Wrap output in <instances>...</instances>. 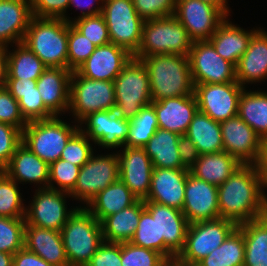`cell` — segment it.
I'll return each instance as SVG.
<instances>
[{"mask_svg": "<svg viewBox=\"0 0 267 266\" xmlns=\"http://www.w3.org/2000/svg\"><path fill=\"white\" fill-rule=\"evenodd\" d=\"M69 266H86L104 242L101 223L78 206L60 231Z\"/></svg>", "mask_w": 267, "mask_h": 266, "instance_id": "cell-4", "label": "cell"}, {"mask_svg": "<svg viewBox=\"0 0 267 266\" xmlns=\"http://www.w3.org/2000/svg\"><path fill=\"white\" fill-rule=\"evenodd\" d=\"M159 128L157 115L150 103L141 108L138 114L129 121L127 147H144Z\"/></svg>", "mask_w": 267, "mask_h": 266, "instance_id": "cell-39", "label": "cell"}, {"mask_svg": "<svg viewBox=\"0 0 267 266\" xmlns=\"http://www.w3.org/2000/svg\"><path fill=\"white\" fill-rule=\"evenodd\" d=\"M178 152L181 163L186 169H190L200 156L196 145L187 135H180L178 141Z\"/></svg>", "mask_w": 267, "mask_h": 266, "instance_id": "cell-54", "label": "cell"}, {"mask_svg": "<svg viewBox=\"0 0 267 266\" xmlns=\"http://www.w3.org/2000/svg\"><path fill=\"white\" fill-rule=\"evenodd\" d=\"M245 243L243 233L236 228L225 241L195 266H243Z\"/></svg>", "mask_w": 267, "mask_h": 266, "instance_id": "cell-38", "label": "cell"}, {"mask_svg": "<svg viewBox=\"0 0 267 266\" xmlns=\"http://www.w3.org/2000/svg\"><path fill=\"white\" fill-rule=\"evenodd\" d=\"M36 84H37V80L7 78L5 88L9 92L36 91Z\"/></svg>", "mask_w": 267, "mask_h": 266, "instance_id": "cell-58", "label": "cell"}, {"mask_svg": "<svg viewBox=\"0 0 267 266\" xmlns=\"http://www.w3.org/2000/svg\"><path fill=\"white\" fill-rule=\"evenodd\" d=\"M192 44L186 29L174 15L146 20L140 47L133 57L141 59L155 54L188 56Z\"/></svg>", "mask_w": 267, "mask_h": 266, "instance_id": "cell-5", "label": "cell"}, {"mask_svg": "<svg viewBox=\"0 0 267 266\" xmlns=\"http://www.w3.org/2000/svg\"><path fill=\"white\" fill-rule=\"evenodd\" d=\"M79 129L95 145L108 151L116 150L126 143L129 121L120 117L115 110L98 111L84 117L79 122Z\"/></svg>", "mask_w": 267, "mask_h": 266, "instance_id": "cell-17", "label": "cell"}, {"mask_svg": "<svg viewBox=\"0 0 267 266\" xmlns=\"http://www.w3.org/2000/svg\"><path fill=\"white\" fill-rule=\"evenodd\" d=\"M242 164L229 153L220 151L201 154L195 164L189 169L190 173L215 186L224 183Z\"/></svg>", "mask_w": 267, "mask_h": 266, "instance_id": "cell-31", "label": "cell"}, {"mask_svg": "<svg viewBox=\"0 0 267 266\" xmlns=\"http://www.w3.org/2000/svg\"><path fill=\"white\" fill-rule=\"evenodd\" d=\"M68 69L76 71L95 51L96 45L68 23Z\"/></svg>", "mask_w": 267, "mask_h": 266, "instance_id": "cell-44", "label": "cell"}, {"mask_svg": "<svg viewBox=\"0 0 267 266\" xmlns=\"http://www.w3.org/2000/svg\"><path fill=\"white\" fill-rule=\"evenodd\" d=\"M24 247L54 266H69L61 233L57 230L25 225Z\"/></svg>", "mask_w": 267, "mask_h": 266, "instance_id": "cell-28", "label": "cell"}, {"mask_svg": "<svg viewBox=\"0 0 267 266\" xmlns=\"http://www.w3.org/2000/svg\"><path fill=\"white\" fill-rule=\"evenodd\" d=\"M245 88L238 82L194 84L198 110L222 122L238 115L239 99Z\"/></svg>", "mask_w": 267, "mask_h": 266, "instance_id": "cell-15", "label": "cell"}, {"mask_svg": "<svg viewBox=\"0 0 267 266\" xmlns=\"http://www.w3.org/2000/svg\"><path fill=\"white\" fill-rule=\"evenodd\" d=\"M170 262L159 252L121 243V266H168Z\"/></svg>", "mask_w": 267, "mask_h": 266, "instance_id": "cell-43", "label": "cell"}, {"mask_svg": "<svg viewBox=\"0 0 267 266\" xmlns=\"http://www.w3.org/2000/svg\"><path fill=\"white\" fill-rule=\"evenodd\" d=\"M13 254L0 251V266H12Z\"/></svg>", "mask_w": 267, "mask_h": 266, "instance_id": "cell-61", "label": "cell"}, {"mask_svg": "<svg viewBox=\"0 0 267 266\" xmlns=\"http://www.w3.org/2000/svg\"><path fill=\"white\" fill-rule=\"evenodd\" d=\"M0 122L22 131L28 123L21 114L18 101L5 87H0Z\"/></svg>", "mask_w": 267, "mask_h": 266, "instance_id": "cell-50", "label": "cell"}, {"mask_svg": "<svg viewBox=\"0 0 267 266\" xmlns=\"http://www.w3.org/2000/svg\"><path fill=\"white\" fill-rule=\"evenodd\" d=\"M237 82L244 88L251 83L265 82L267 79V31L261 27L253 34L248 48L238 61Z\"/></svg>", "mask_w": 267, "mask_h": 266, "instance_id": "cell-25", "label": "cell"}, {"mask_svg": "<svg viewBox=\"0 0 267 266\" xmlns=\"http://www.w3.org/2000/svg\"><path fill=\"white\" fill-rule=\"evenodd\" d=\"M137 14L144 20L173 16L176 0H132Z\"/></svg>", "mask_w": 267, "mask_h": 266, "instance_id": "cell-49", "label": "cell"}, {"mask_svg": "<svg viewBox=\"0 0 267 266\" xmlns=\"http://www.w3.org/2000/svg\"><path fill=\"white\" fill-rule=\"evenodd\" d=\"M32 17L29 0H0V47L21 43Z\"/></svg>", "mask_w": 267, "mask_h": 266, "instance_id": "cell-27", "label": "cell"}, {"mask_svg": "<svg viewBox=\"0 0 267 266\" xmlns=\"http://www.w3.org/2000/svg\"><path fill=\"white\" fill-rule=\"evenodd\" d=\"M207 3H210L217 8H219L227 17L231 16L230 11L231 9L229 8L228 0H201Z\"/></svg>", "mask_w": 267, "mask_h": 266, "instance_id": "cell-60", "label": "cell"}, {"mask_svg": "<svg viewBox=\"0 0 267 266\" xmlns=\"http://www.w3.org/2000/svg\"><path fill=\"white\" fill-rule=\"evenodd\" d=\"M168 266H179V265H177L175 262H173V263H170Z\"/></svg>", "mask_w": 267, "mask_h": 266, "instance_id": "cell-62", "label": "cell"}, {"mask_svg": "<svg viewBox=\"0 0 267 266\" xmlns=\"http://www.w3.org/2000/svg\"><path fill=\"white\" fill-rule=\"evenodd\" d=\"M70 0H29L33 17L37 18H63L71 23L68 13Z\"/></svg>", "mask_w": 267, "mask_h": 266, "instance_id": "cell-52", "label": "cell"}, {"mask_svg": "<svg viewBox=\"0 0 267 266\" xmlns=\"http://www.w3.org/2000/svg\"><path fill=\"white\" fill-rule=\"evenodd\" d=\"M115 104L114 81L88 79L77 71L72 72L68 114L74 118V123H79L89 113L115 110Z\"/></svg>", "mask_w": 267, "mask_h": 266, "instance_id": "cell-9", "label": "cell"}, {"mask_svg": "<svg viewBox=\"0 0 267 266\" xmlns=\"http://www.w3.org/2000/svg\"><path fill=\"white\" fill-rule=\"evenodd\" d=\"M133 245L157 251L164 256V240H158L157 220L144 209L136 232L130 241Z\"/></svg>", "mask_w": 267, "mask_h": 266, "instance_id": "cell-42", "label": "cell"}, {"mask_svg": "<svg viewBox=\"0 0 267 266\" xmlns=\"http://www.w3.org/2000/svg\"><path fill=\"white\" fill-rule=\"evenodd\" d=\"M157 115L161 129L185 135L194 114L198 110L194 94L174 98H165L151 103Z\"/></svg>", "mask_w": 267, "mask_h": 266, "instance_id": "cell-24", "label": "cell"}, {"mask_svg": "<svg viewBox=\"0 0 267 266\" xmlns=\"http://www.w3.org/2000/svg\"><path fill=\"white\" fill-rule=\"evenodd\" d=\"M227 17L208 40L216 52L225 60L237 65L238 61L248 48L253 34L260 28L245 30L232 23Z\"/></svg>", "mask_w": 267, "mask_h": 266, "instance_id": "cell-29", "label": "cell"}, {"mask_svg": "<svg viewBox=\"0 0 267 266\" xmlns=\"http://www.w3.org/2000/svg\"><path fill=\"white\" fill-rule=\"evenodd\" d=\"M182 212L189 224L220 218L218 186L193 176L186 180Z\"/></svg>", "mask_w": 267, "mask_h": 266, "instance_id": "cell-20", "label": "cell"}, {"mask_svg": "<svg viewBox=\"0 0 267 266\" xmlns=\"http://www.w3.org/2000/svg\"><path fill=\"white\" fill-rule=\"evenodd\" d=\"M19 184L0 170V217L25 218L26 201L22 197Z\"/></svg>", "mask_w": 267, "mask_h": 266, "instance_id": "cell-40", "label": "cell"}, {"mask_svg": "<svg viewBox=\"0 0 267 266\" xmlns=\"http://www.w3.org/2000/svg\"><path fill=\"white\" fill-rule=\"evenodd\" d=\"M219 216L237 226L266 215L267 201L256 165L242 164L218 186Z\"/></svg>", "mask_w": 267, "mask_h": 266, "instance_id": "cell-1", "label": "cell"}, {"mask_svg": "<svg viewBox=\"0 0 267 266\" xmlns=\"http://www.w3.org/2000/svg\"><path fill=\"white\" fill-rule=\"evenodd\" d=\"M244 236L243 266H267V215L240 224Z\"/></svg>", "mask_w": 267, "mask_h": 266, "instance_id": "cell-34", "label": "cell"}, {"mask_svg": "<svg viewBox=\"0 0 267 266\" xmlns=\"http://www.w3.org/2000/svg\"><path fill=\"white\" fill-rule=\"evenodd\" d=\"M108 154V155H107ZM119 180V159L117 152L93 153L80 168L74 189L69 193L71 199L87 206L90 201L110 184Z\"/></svg>", "mask_w": 267, "mask_h": 266, "instance_id": "cell-11", "label": "cell"}, {"mask_svg": "<svg viewBox=\"0 0 267 266\" xmlns=\"http://www.w3.org/2000/svg\"><path fill=\"white\" fill-rule=\"evenodd\" d=\"M144 209V200H137L131 206L107 216L101 222L103 240L110 243L130 242Z\"/></svg>", "mask_w": 267, "mask_h": 266, "instance_id": "cell-30", "label": "cell"}, {"mask_svg": "<svg viewBox=\"0 0 267 266\" xmlns=\"http://www.w3.org/2000/svg\"><path fill=\"white\" fill-rule=\"evenodd\" d=\"M12 266H54L25 247L13 255Z\"/></svg>", "mask_w": 267, "mask_h": 266, "instance_id": "cell-56", "label": "cell"}, {"mask_svg": "<svg viewBox=\"0 0 267 266\" xmlns=\"http://www.w3.org/2000/svg\"><path fill=\"white\" fill-rule=\"evenodd\" d=\"M80 129L69 139L60 159L82 167L94 153L93 142Z\"/></svg>", "mask_w": 267, "mask_h": 266, "instance_id": "cell-47", "label": "cell"}, {"mask_svg": "<svg viewBox=\"0 0 267 266\" xmlns=\"http://www.w3.org/2000/svg\"><path fill=\"white\" fill-rule=\"evenodd\" d=\"M80 168L60 158L52 162L49 164L48 188L70 193L74 189Z\"/></svg>", "mask_w": 267, "mask_h": 266, "instance_id": "cell-45", "label": "cell"}, {"mask_svg": "<svg viewBox=\"0 0 267 266\" xmlns=\"http://www.w3.org/2000/svg\"><path fill=\"white\" fill-rule=\"evenodd\" d=\"M86 266H121V243L104 241Z\"/></svg>", "mask_w": 267, "mask_h": 266, "instance_id": "cell-53", "label": "cell"}, {"mask_svg": "<svg viewBox=\"0 0 267 266\" xmlns=\"http://www.w3.org/2000/svg\"><path fill=\"white\" fill-rule=\"evenodd\" d=\"M3 171L18 184L34 183L37 189L48 188L49 164L21 143Z\"/></svg>", "mask_w": 267, "mask_h": 266, "instance_id": "cell-26", "label": "cell"}, {"mask_svg": "<svg viewBox=\"0 0 267 266\" xmlns=\"http://www.w3.org/2000/svg\"><path fill=\"white\" fill-rule=\"evenodd\" d=\"M261 180L262 190L267 201V141H263L257 163L255 164ZM266 190V191H265Z\"/></svg>", "mask_w": 267, "mask_h": 266, "instance_id": "cell-57", "label": "cell"}, {"mask_svg": "<svg viewBox=\"0 0 267 266\" xmlns=\"http://www.w3.org/2000/svg\"><path fill=\"white\" fill-rule=\"evenodd\" d=\"M10 93L18 101L21 114L27 122L54 117L42 102L37 87L36 91Z\"/></svg>", "mask_w": 267, "mask_h": 266, "instance_id": "cell-46", "label": "cell"}, {"mask_svg": "<svg viewBox=\"0 0 267 266\" xmlns=\"http://www.w3.org/2000/svg\"><path fill=\"white\" fill-rule=\"evenodd\" d=\"M35 190L32 201L26 206V224L60 232L78 206L68 208L66 199L71 196L67 192L50 188Z\"/></svg>", "mask_w": 267, "mask_h": 266, "instance_id": "cell-12", "label": "cell"}, {"mask_svg": "<svg viewBox=\"0 0 267 266\" xmlns=\"http://www.w3.org/2000/svg\"><path fill=\"white\" fill-rule=\"evenodd\" d=\"M104 0H70L69 1V9L70 7H76V10L80 9V15L78 17L72 18L71 23L79 18L88 17V16H96L102 14ZM96 6H95V4ZM94 6V7H93Z\"/></svg>", "mask_w": 267, "mask_h": 266, "instance_id": "cell-55", "label": "cell"}, {"mask_svg": "<svg viewBox=\"0 0 267 266\" xmlns=\"http://www.w3.org/2000/svg\"><path fill=\"white\" fill-rule=\"evenodd\" d=\"M188 58L194 84L237 82L235 65L223 59L209 41L193 42Z\"/></svg>", "mask_w": 267, "mask_h": 266, "instance_id": "cell-13", "label": "cell"}, {"mask_svg": "<svg viewBox=\"0 0 267 266\" xmlns=\"http://www.w3.org/2000/svg\"><path fill=\"white\" fill-rule=\"evenodd\" d=\"M238 116L267 141V91L245 88L239 99Z\"/></svg>", "mask_w": 267, "mask_h": 266, "instance_id": "cell-36", "label": "cell"}, {"mask_svg": "<svg viewBox=\"0 0 267 266\" xmlns=\"http://www.w3.org/2000/svg\"><path fill=\"white\" fill-rule=\"evenodd\" d=\"M189 172V169L153 167L150 191L144 202H156L182 211Z\"/></svg>", "mask_w": 267, "mask_h": 266, "instance_id": "cell-22", "label": "cell"}, {"mask_svg": "<svg viewBox=\"0 0 267 266\" xmlns=\"http://www.w3.org/2000/svg\"><path fill=\"white\" fill-rule=\"evenodd\" d=\"M137 200L119 179L100 191L85 208L101 223L107 216L131 206Z\"/></svg>", "mask_w": 267, "mask_h": 266, "instance_id": "cell-32", "label": "cell"}, {"mask_svg": "<svg viewBox=\"0 0 267 266\" xmlns=\"http://www.w3.org/2000/svg\"><path fill=\"white\" fill-rule=\"evenodd\" d=\"M11 46V51L12 47L6 48L8 78L38 80L47 68L45 64L22 42Z\"/></svg>", "mask_w": 267, "mask_h": 266, "instance_id": "cell-37", "label": "cell"}, {"mask_svg": "<svg viewBox=\"0 0 267 266\" xmlns=\"http://www.w3.org/2000/svg\"><path fill=\"white\" fill-rule=\"evenodd\" d=\"M46 67L68 68V22L32 17L22 41Z\"/></svg>", "mask_w": 267, "mask_h": 266, "instance_id": "cell-3", "label": "cell"}, {"mask_svg": "<svg viewBox=\"0 0 267 266\" xmlns=\"http://www.w3.org/2000/svg\"><path fill=\"white\" fill-rule=\"evenodd\" d=\"M180 135L158 128L155 134L144 146L146 154L150 157L153 167L166 169H186L178 152Z\"/></svg>", "mask_w": 267, "mask_h": 266, "instance_id": "cell-33", "label": "cell"}, {"mask_svg": "<svg viewBox=\"0 0 267 266\" xmlns=\"http://www.w3.org/2000/svg\"><path fill=\"white\" fill-rule=\"evenodd\" d=\"M185 135L196 145L200 155L224 151L220 122L199 110L194 114Z\"/></svg>", "mask_w": 267, "mask_h": 266, "instance_id": "cell-35", "label": "cell"}, {"mask_svg": "<svg viewBox=\"0 0 267 266\" xmlns=\"http://www.w3.org/2000/svg\"><path fill=\"white\" fill-rule=\"evenodd\" d=\"M22 143V130L0 122V170L10 162L17 147Z\"/></svg>", "mask_w": 267, "mask_h": 266, "instance_id": "cell-51", "label": "cell"}, {"mask_svg": "<svg viewBox=\"0 0 267 266\" xmlns=\"http://www.w3.org/2000/svg\"><path fill=\"white\" fill-rule=\"evenodd\" d=\"M71 24L97 47L110 43L108 27L102 14L82 17Z\"/></svg>", "mask_w": 267, "mask_h": 266, "instance_id": "cell-48", "label": "cell"}, {"mask_svg": "<svg viewBox=\"0 0 267 266\" xmlns=\"http://www.w3.org/2000/svg\"><path fill=\"white\" fill-rule=\"evenodd\" d=\"M71 75L68 68L47 67L37 80L42 102L54 116L69 111Z\"/></svg>", "mask_w": 267, "mask_h": 266, "instance_id": "cell-23", "label": "cell"}, {"mask_svg": "<svg viewBox=\"0 0 267 266\" xmlns=\"http://www.w3.org/2000/svg\"><path fill=\"white\" fill-rule=\"evenodd\" d=\"M25 218L0 217V251L15 254L24 248Z\"/></svg>", "mask_w": 267, "mask_h": 266, "instance_id": "cell-41", "label": "cell"}, {"mask_svg": "<svg viewBox=\"0 0 267 266\" xmlns=\"http://www.w3.org/2000/svg\"><path fill=\"white\" fill-rule=\"evenodd\" d=\"M132 57L127 49L108 43L96 47L76 71L88 79L114 81Z\"/></svg>", "mask_w": 267, "mask_h": 266, "instance_id": "cell-21", "label": "cell"}, {"mask_svg": "<svg viewBox=\"0 0 267 266\" xmlns=\"http://www.w3.org/2000/svg\"><path fill=\"white\" fill-rule=\"evenodd\" d=\"M79 130V123L70 124L60 116L30 121L22 131V143L40 159L51 164L57 161L69 139Z\"/></svg>", "mask_w": 267, "mask_h": 266, "instance_id": "cell-6", "label": "cell"}, {"mask_svg": "<svg viewBox=\"0 0 267 266\" xmlns=\"http://www.w3.org/2000/svg\"><path fill=\"white\" fill-rule=\"evenodd\" d=\"M141 60L148 70L152 102L194 94L188 56L155 54Z\"/></svg>", "mask_w": 267, "mask_h": 266, "instance_id": "cell-2", "label": "cell"}, {"mask_svg": "<svg viewBox=\"0 0 267 266\" xmlns=\"http://www.w3.org/2000/svg\"><path fill=\"white\" fill-rule=\"evenodd\" d=\"M115 112L125 120H132L142 107L152 103L150 79L141 59L132 57L114 80Z\"/></svg>", "mask_w": 267, "mask_h": 266, "instance_id": "cell-7", "label": "cell"}, {"mask_svg": "<svg viewBox=\"0 0 267 266\" xmlns=\"http://www.w3.org/2000/svg\"><path fill=\"white\" fill-rule=\"evenodd\" d=\"M223 149L241 164H256L263 140L238 115L220 122Z\"/></svg>", "mask_w": 267, "mask_h": 266, "instance_id": "cell-19", "label": "cell"}, {"mask_svg": "<svg viewBox=\"0 0 267 266\" xmlns=\"http://www.w3.org/2000/svg\"><path fill=\"white\" fill-rule=\"evenodd\" d=\"M174 16L193 42L208 41L227 18L219 8L201 0H176Z\"/></svg>", "mask_w": 267, "mask_h": 266, "instance_id": "cell-14", "label": "cell"}, {"mask_svg": "<svg viewBox=\"0 0 267 266\" xmlns=\"http://www.w3.org/2000/svg\"><path fill=\"white\" fill-rule=\"evenodd\" d=\"M8 60L6 48L0 47V87H5L8 78Z\"/></svg>", "mask_w": 267, "mask_h": 266, "instance_id": "cell-59", "label": "cell"}, {"mask_svg": "<svg viewBox=\"0 0 267 266\" xmlns=\"http://www.w3.org/2000/svg\"><path fill=\"white\" fill-rule=\"evenodd\" d=\"M119 179L138 200H146L151 186L153 164L144 147L123 146L117 151Z\"/></svg>", "mask_w": 267, "mask_h": 266, "instance_id": "cell-18", "label": "cell"}, {"mask_svg": "<svg viewBox=\"0 0 267 266\" xmlns=\"http://www.w3.org/2000/svg\"><path fill=\"white\" fill-rule=\"evenodd\" d=\"M145 209L157 220L158 240H164V257L173 263L184 249L189 222L183 212L158 204L144 202Z\"/></svg>", "mask_w": 267, "mask_h": 266, "instance_id": "cell-16", "label": "cell"}, {"mask_svg": "<svg viewBox=\"0 0 267 266\" xmlns=\"http://www.w3.org/2000/svg\"><path fill=\"white\" fill-rule=\"evenodd\" d=\"M238 226L227 219L218 218L189 224L184 249L176 257L179 266H195L218 248Z\"/></svg>", "mask_w": 267, "mask_h": 266, "instance_id": "cell-8", "label": "cell"}, {"mask_svg": "<svg viewBox=\"0 0 267 266\" xmlns=\"http://www.w3.org/2000/svg\"><path fill=\"white\" fill-rule=\"evenodd\" d=\"M102 15L108 27L110 43L134 55L140 47L144 20L137 14L132 0H104Z\"/></svg>", "mask_w": 267, "mask_h": 266, "instance_id": "cell-10", "label": "cell"}]
</instances>
